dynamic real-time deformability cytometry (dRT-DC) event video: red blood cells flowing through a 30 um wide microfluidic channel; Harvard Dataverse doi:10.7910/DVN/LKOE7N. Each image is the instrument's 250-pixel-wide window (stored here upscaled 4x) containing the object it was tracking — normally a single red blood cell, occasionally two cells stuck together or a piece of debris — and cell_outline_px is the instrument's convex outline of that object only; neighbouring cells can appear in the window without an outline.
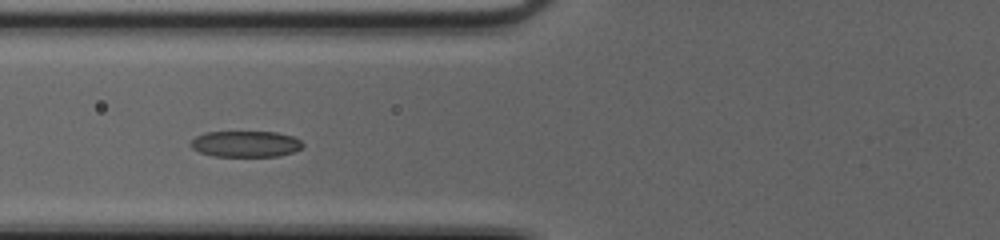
{"species": "common noctule bat (a hibernating species)", "species_latin": "Nyctalus noctula", "temperature_condition": "cold", "stored_images_in_passage": 34, "camera_frame_rate_fps": 3000, "um_per_image_px": 0.085, "animal": {"sex": "female", "body_mass_g": 20.0, "forearm_length_mm": 54.0}, "frame": {"image": 1, "passage_image": 5, "time_ms": 1.333, "image_size_px": [1000, 240], "cell_outline_px": [[304, 144], [300, 148], [292, 152], [276, 156], [212, 156], [200, 152], [192, 148], [188, 144], [196, 136], [204, 132], [276, 132], [292, 136], [300, 140]], "centroid_in_image_um": [20.84, 12.23], "position_along_channel_um": 105.0, "area_um2": 16.99}}
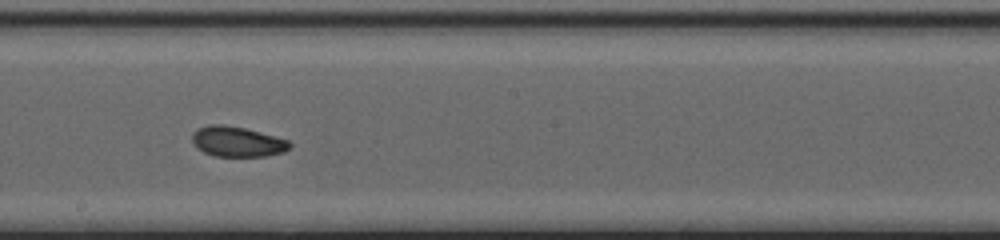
{"frame": {"image": 2, "passage_image": 14, "time_ms": 4.333, "image_size_px": [1000, 240], "cell_outline_px": [[292, 144], [284, 152], [264, 156], [212, 156], [196, 148], [192, 140], [192, 132], [196, 128], [208, 124], [224, 124], [244, 128], [260, 132], [288, 140]], "centroid_in_image_um": [20.11, 12.03], "position_along_channel_um": 228.1, "area_um2": 17.28}}
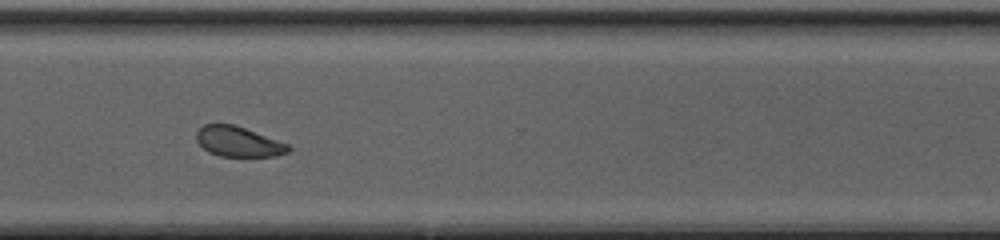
{"frame": {"image": 3, "passage_image": 23, "time_ms": 7.333, "image_size_px": [1000, 240], "cell_outline_px": [[292, 148], [288, 152], [276, 156], [220, 156], [208, 152], [196, 140], [196, 132], [204, 124], [232, 124], [244, 128], [288, 144]], "centroid_in_image_um": [20.25, 12.04], "position_along_channel_um": 350.4, "area_um2": 15.95}, "authors_computed_cell_mechanics": {"area_um2": 17.2822, "velocity_mm_per_s": 4.0858, "shape_relaxation_time_tau1_ms": 2.4253, "shape_relaxation_time_tau2_ms": 2.5113, "deformation_change_tau1": 0.1035, "deformation_change_tau2": 0.0737}}